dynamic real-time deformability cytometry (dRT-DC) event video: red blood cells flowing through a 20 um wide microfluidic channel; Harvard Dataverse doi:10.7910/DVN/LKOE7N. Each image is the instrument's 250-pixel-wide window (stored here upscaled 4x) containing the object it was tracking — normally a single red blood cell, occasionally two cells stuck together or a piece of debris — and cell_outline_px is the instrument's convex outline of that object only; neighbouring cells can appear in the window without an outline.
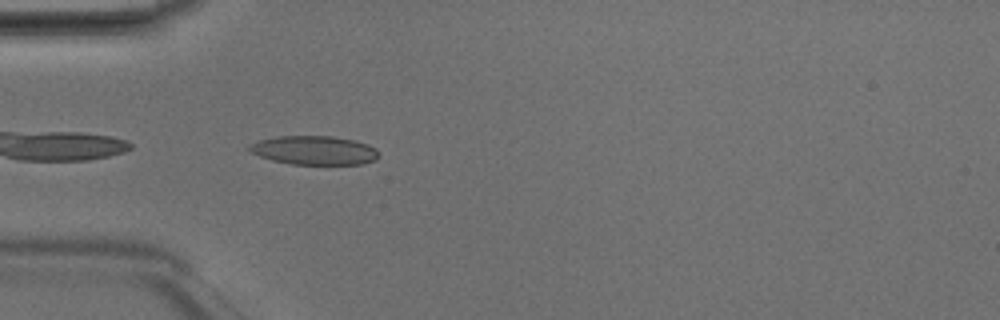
{"species": "Egyptian fruit bat (a non-hibernating species)", "species_latin": "Rousettus aegyptiacus", "temperature_condition": "room temperature", "stored_images_in_passage": 35, "camera_frame_rate_fps": 3000, "um_per_image_px": 0.085, "animal": {"sex": "male"}, "frame": {"image": 1, "passage_image": 1, "time_ms": 0.0, "image_size_px": [1000, 320], "cell_outline_px": [[380, 152], [376, 160], [364, 164], [292, 164], [272, 160], [248, 152], [248, 144], [260, 140], [276, 136], [332, 136], [356, 140], [368, 144], [376, 148]], "centroid_in_image_um": [26.72, 12.77], "position_along_channel_um": 58.3, "area_um2": 22.02}}
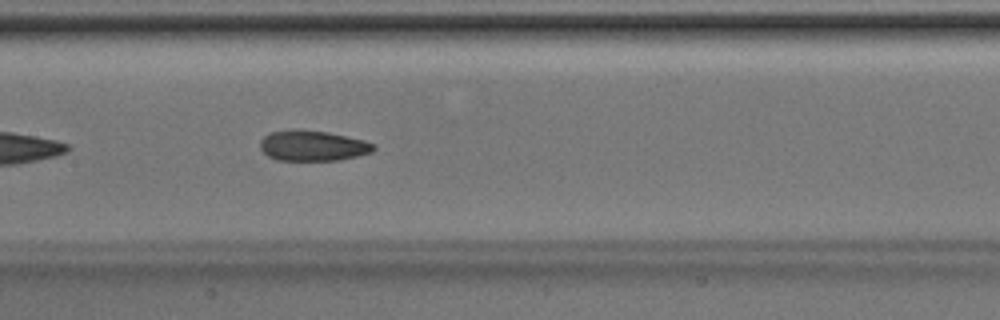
{"frame": {"image": 2, "passage_image": 10, "time_ms": 3.0, "image_size_px": [1000, 320], "cell_outline_px": [[376, 148], [372, 152], [340, 160], [276, 160], [268, 156], [260, 148], [260, 140], [264, 136], [272, 132], [296, 128], [328, 132], [364, 140], [376, 144]], "centroid_in_image_um": [26.58, 12.37], "position_along_channel_um": 180.8, "area_um2": 20.29}}
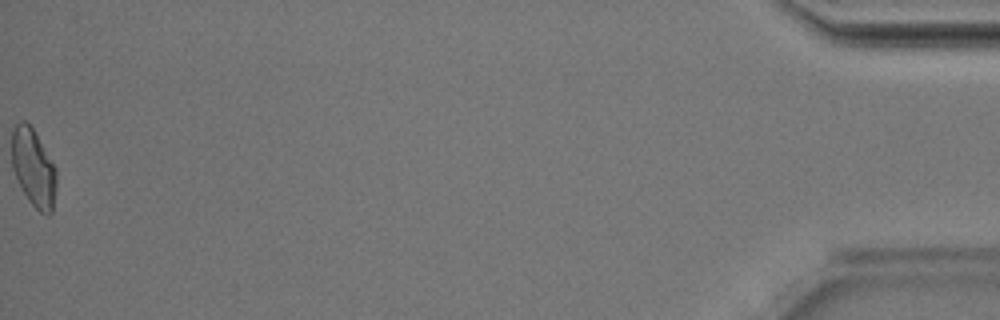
{"frame": {"image": 3, "passage_image": 35, "time_ms": 11.333, "image_size_px": [1000, 320], "cell_outline_px": [[56, 188], [52, 212], [48, 216], [40, 212], [28, 200], [12, 168], [12, 128], [20, 120], [24, 120], [32, 128], [56, 168]], "centroid_in_image_um": [2.85, 14.27], "position_along_channel_um": 432.4, "area_um2": 20.0}, "authors_computed_cell_mechanics": {"area_um2": 20.23, "velocity_mm_per_s": 4.2209, "shape_relaxation_time_tau1_ms": 8.4316, "shape_relaxation_time_tau2_ms": 2.5915, "deformation_change_tau1": 0.1975, "deformation_change_tau2": 0.0805}}